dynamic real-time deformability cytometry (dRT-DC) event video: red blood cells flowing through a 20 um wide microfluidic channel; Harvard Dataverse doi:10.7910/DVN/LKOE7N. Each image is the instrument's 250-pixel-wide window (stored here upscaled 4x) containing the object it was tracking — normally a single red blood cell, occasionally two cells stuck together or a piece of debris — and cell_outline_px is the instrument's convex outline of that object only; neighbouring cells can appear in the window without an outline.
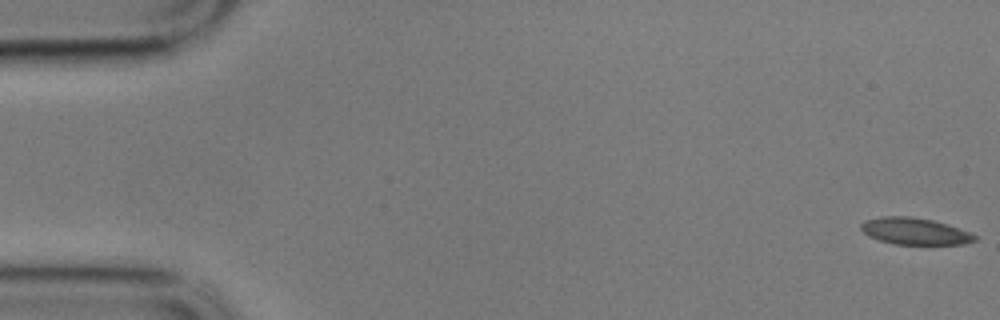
{"species": "common noctule bat (a hibernating species)", "species_latin": "Nyctalus noctula", "temperature_condition": "cold", "stored_images_in_passage": 59, "camera_frame_rate_fps": 3000, "um_per_image_px": 0.085, "animal": {"sex": "male", "body_mass_g": 17.9}, "frame": {"image": 1, "passage_image": 1, "time_ms": 0.0, "image_size_px": [1000, 320], "cell_outline_px": [[976, 240], [964, 244], [896, 244], [880, 240], [868, 236], [860, 228], [860, 224], [864, 220], [880, 216], [912, 216], [932, 220], [948, 224], [968, 232], [976, 236]], "centroid_in_image_um": [77.72, 19.64], "position_along_channel_um": 7.3, "area_um2": 17.69}}
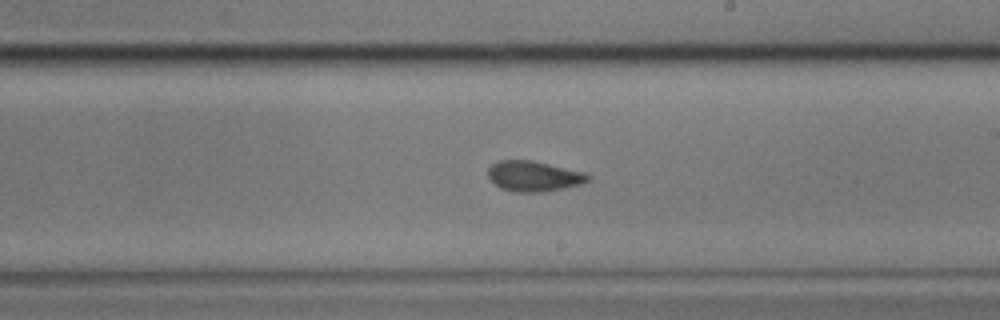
{"frame": {"image": 2, "passage_image": 34, "time_ms": 11.0, "image_size_px": [1000, 320], "cell_outline_px": [[592, 176], [588, 180], [580, 184], [544, 192], [516, 192], [500, 188], [488, 176], [488, 168], [496, 160], [532, 160], [584, 172]], "centroid_in_image_um": [45.35, 14.97], "position_along_channel_um": 243.6, "area_um2": 17.63}}
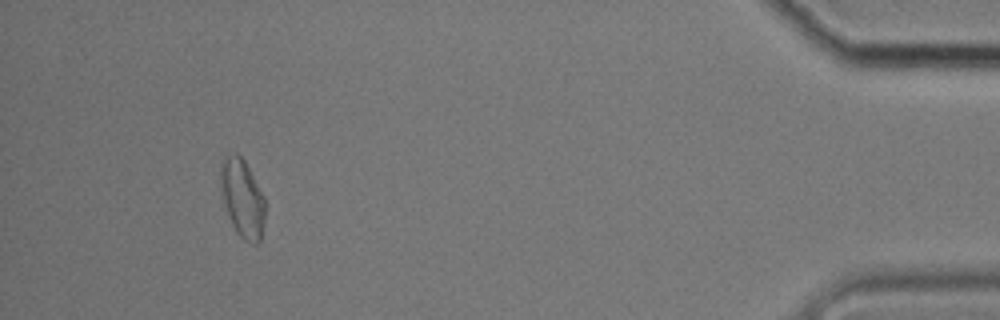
{"frame": {"image": 3, "passage_image": 55, "time_ms": 18.0, "image_size_px": [1000, 320], "cell_outline_px": [[264, 220], [260, 240], [256, 244], [252, 244], [244, 240], [236, 232], [228, 216], [224, 204], [220, 188], [220, 164], [224, 156], [236, 152], [244, 160], [264, 196]], "centroid_in_image_um": [20.57, 16.84], "position_along_channel_um": 414.6, "area_um2": 20.29}, "authors_computed_cell_mechanics": {"area_um2": 18.0914, "velocity_mm_per_s": 3.3718, "shape_relaxation_time_tau1_ms": 7.757, "shape_relaxation_time_tau2_ms": 2.7775, "deformation_change_tau1": 0.1323, "deformation_change_tau2": 0.0879}}